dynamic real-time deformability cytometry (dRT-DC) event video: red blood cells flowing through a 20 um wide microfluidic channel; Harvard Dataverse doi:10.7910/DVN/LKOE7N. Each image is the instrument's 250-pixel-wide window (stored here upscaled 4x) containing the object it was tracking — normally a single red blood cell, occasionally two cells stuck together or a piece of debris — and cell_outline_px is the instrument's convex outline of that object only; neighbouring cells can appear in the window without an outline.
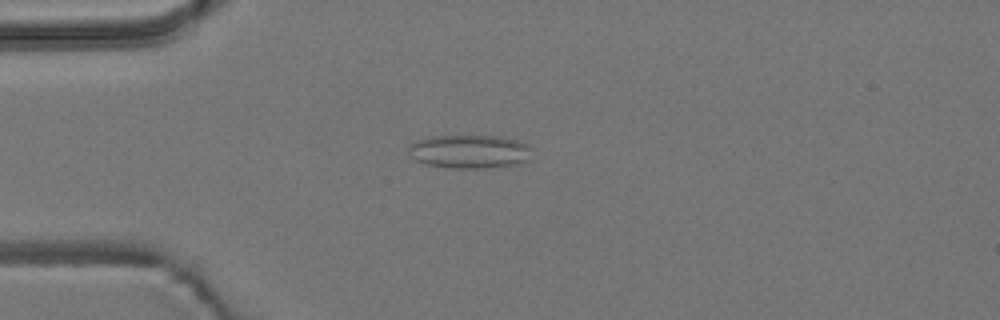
{"species": "common noctule bat (a hibernating species)", "species_latin": "Nyctalus noctula", "temperature_condition": "room temperature", "stored_images_in_passage": 51, "camera_frame_rate_fps": 3000, "um_per_image_px": 0.085, "animal": {"sex": "male", "body_mass_g": 19.2, "forearm_length_mm": 51.8}, "frame": {"image": 1, "passage_image": 10, "time_ms": 3.0, "image_size_px": [1000, 320], "cell_outline_px": [[536, 148], [528, 160], [516, 164], [480, 168], [456, 168], [428, 164], [416, 160], [408, 152], [408, 148], [416, 140], [432, 136], [500, 136], [516, 140], [528, 144]], "centroid_in_image_um": [39.98, 12.87], "position_along_channel_um": 45.0, "area_um2": 24.1}}
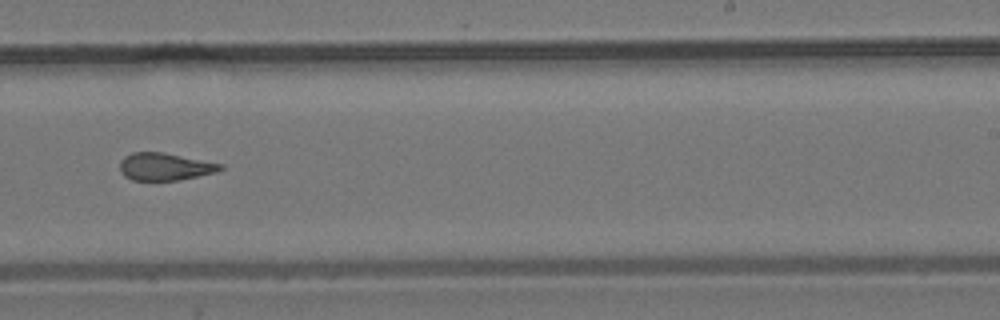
{"frame": {"image": 2, "passage_image": 30, "time_ms": 9.667, "image_size_px": [1000, 320], "cell_outline_px": [[224, 168], [216, 172], [180, 180], [132, 180], [124, 176], [120, 172], [120, 160], [124, 156], [132, 152], [164, 152], [224, 164]], "centroid_in_image_um": [14.01, 14.16], "position_along_channel_um": 275.0, "area_um2": 16.24}}
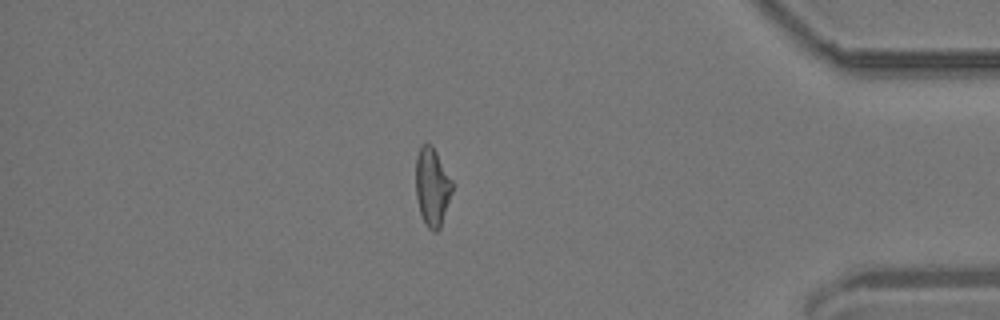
{"frame": {"image": 3, "passage_image": 43, "time_ms": 14.0, "image_size_px": [1000, 320], "cell_outline_px": [[452, 192], [440, 228], [436, 232], [432, 232], [428, 228], [420, 212], [416, 196], [416, 156], [420, 144], [428, 140], [432, 144], [452, 180]], "centroid_in_image_um": [36.72, 15.82], "position_along_channel_um": 398.5, "area_um2": 16.76}, "authors_computed_cell_mechanics": {"area_um2": 17.2244, "velocity_mm_per_s": 3.7122, "shape_relaxation_time_tau1_ms": null, "shape_relaxation_time_tau2_ms": 1.9601, "deformation_change_tau1": null, "deformation_change_tau2": 0.1144}}